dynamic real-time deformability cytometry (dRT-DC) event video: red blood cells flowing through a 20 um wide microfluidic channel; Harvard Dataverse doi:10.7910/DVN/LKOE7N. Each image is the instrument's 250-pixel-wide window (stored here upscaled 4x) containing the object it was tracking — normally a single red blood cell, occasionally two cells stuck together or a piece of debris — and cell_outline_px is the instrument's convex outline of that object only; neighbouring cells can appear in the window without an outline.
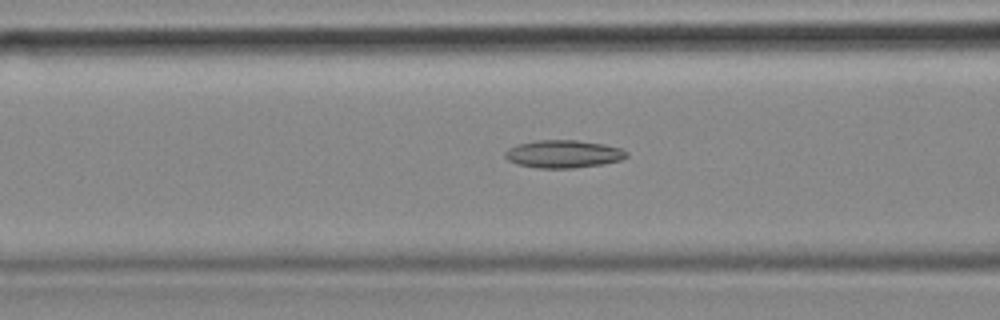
{"species": "common noctule bat (a hibernating species)", "species_latin": "Nyctalus noctula", "temperature_condition": "cold", "stored_images_in_passage": 49, "camera_frame_rate_fps": 3000, "um_per_image_px": 0.085, "animal": {"sex": "female", "body_mass_g": 18.4}, "frame": {"image": 1, "passage_image": 15, "time_ms": 4.667, "image_size_px": [1000, 320], "cell_outline_px": [[628, 156], [620, 160], [604, 164], [572, 168], [540, 168], [516, 164], [508, 160], [504, 156], [504, 152], [508, 148], [516, 144], [536, 140], [576, 140], [604, 144], [620, 148], [628, 152]], "centroid_in_image_um": [47.86, 13.08], "position_along_channel_um": 118.7, "area_um2": 19.77}}
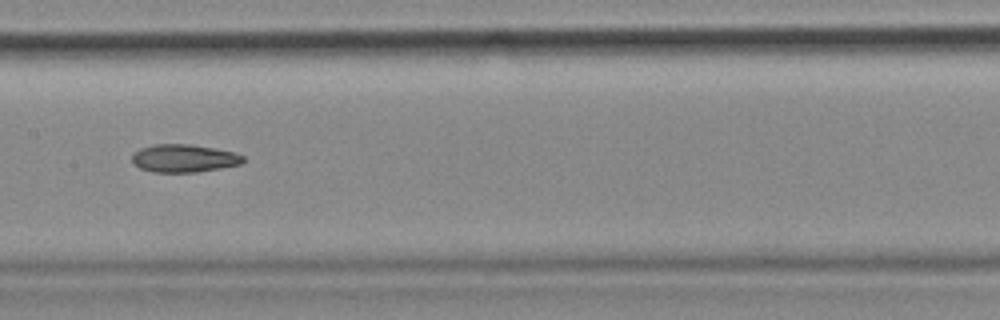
{"frame": {"image": 2, "passage_image": 21, "time_ms": 6.667, "image_size_px": [1000, 320], "cell_outline_px": [[244, 160], [240, 164], [220, 168], [196, 172], [152, 172], [140, 168], [132, 164], [132, 156], [140, 148], [156, 144], [192, 144], [216, 148], [236, 152], [244, 156]], "centroid_in_image_um": [15.64, 13.45], "position_along_channel_um": 191.8, "area_um2": 18.15}}
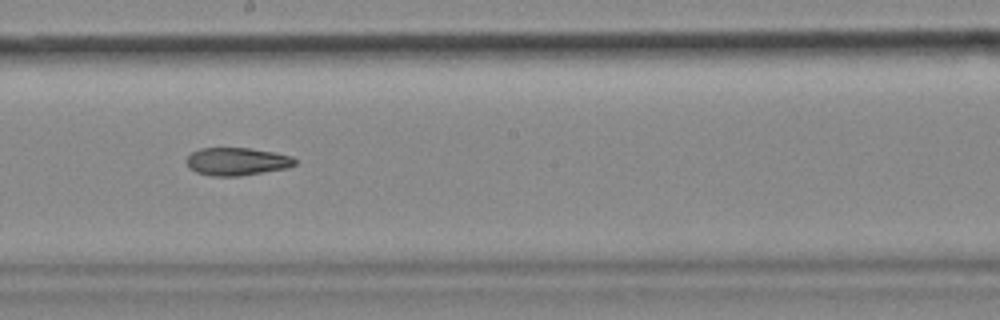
{"frame": {"image": 3, "passage_image": 24, "time_ms": 7.667, "image_size_px": [1000, 320], "cell_outline_px": [[296, 164], [288, 168], [240, 176], [212, 176], [196, 172], [188, 168], [184, 160], [192, 152], [200, 148], [252, 148], [276, 152], [292, 156], [296, 160]], "centroid_in_image_um": [20.13, 13.72], "position_along_channel_um": 228.1, "area_um2": 17.86}, "authors_computed_cell_mechanics": {"area_um2": 18.5538, "velocity_mm_per_s": 3.6481, "shape_relaxation_time_tau1_ms": null, "shape_relaxation_time_tau2_ms": 7.084, "deformation_change_tau1": null, "deformation_change_tau2": 0.1513}}